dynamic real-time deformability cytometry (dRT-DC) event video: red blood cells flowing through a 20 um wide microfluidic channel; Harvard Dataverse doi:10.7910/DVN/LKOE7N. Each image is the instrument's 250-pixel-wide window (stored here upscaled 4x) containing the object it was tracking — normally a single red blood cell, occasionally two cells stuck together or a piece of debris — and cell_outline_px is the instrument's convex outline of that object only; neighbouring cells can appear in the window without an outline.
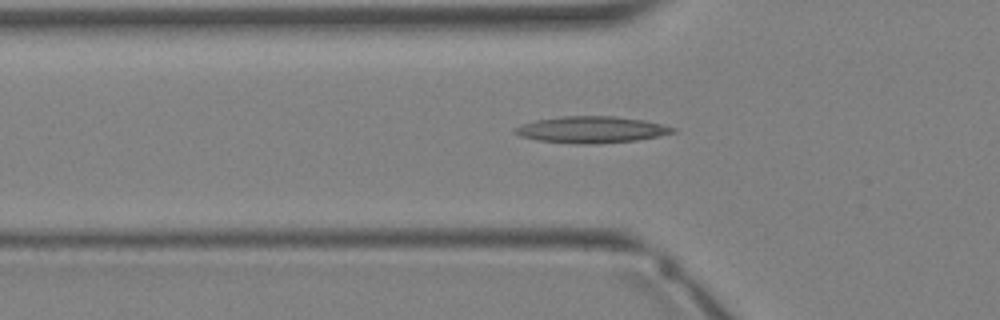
{"species": "Egyptian fruit bat (a non-hibernating species)", "species_latin": "Rousettus aegyptiacus", "temperature_condition": "warm", "stored_images_in_passage": 34, "camera_frame_rate_fps": 3000, "um_per_image_px": 0.085, "animal": {"sex": "female"}, "frame": {"image": 1, "passage_image": 12, "time_ms": 3.667, "image_size_px": [1000, 320], "cell_outline_px": [[676, 132], [660, 136], [636, 140], [600, 144], [580, 144], [536, 140], [520, 136], [512, 132], [516, 128], [524, 124], [536, 120], [560, 116], [616, 116], [644, 120], [676, 128]], "centroid_in_image_um": [50.29, 11.02], "position_along_channel_um": 75.5, "area_um2": 24.45}}
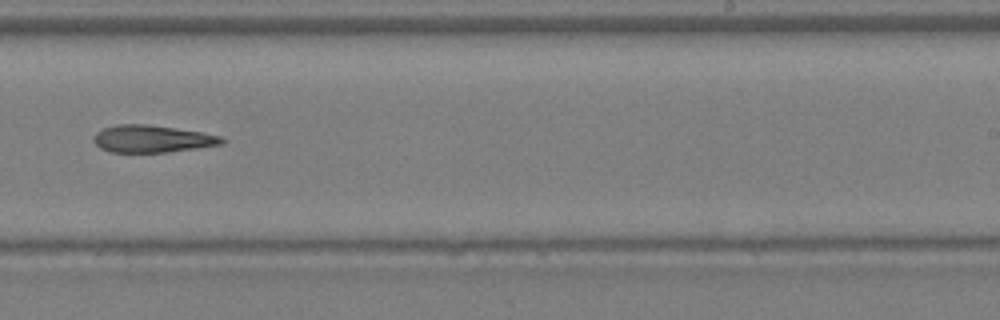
{"frame": {"image": 2, "passage_image": 22, "time_ms": 7.0, "image_size_px": [1000, 320], "cell_outline_px": [[228, 140], [224, 144], [168, 152], [108, 152], [100, 148], [96, 144], [96, 132], [104, 128], [116, 124], [148, 124], [200, 132], [220, 136]], "centroid_in_image_um": [12.97, 11.8], "position_along_channel_um": 276.0, "area_um2": 20.23}}
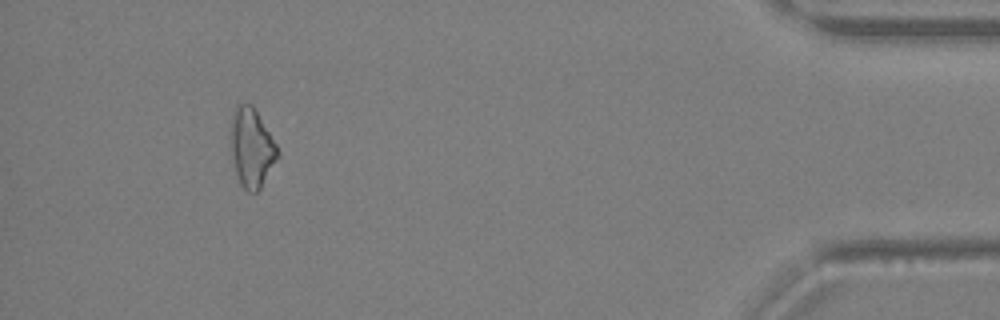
{"frame": {"image": 3, "passage_image": 32, "time_ms": 10.333, "image_size_px": [1000, 320], "cell_outline_px": [[280, 156], [260, 188], [256, 192], [248, 192], [240, 184], [236, 172], [232, 156], [232, 112], [236, 104], [252, 104], [276, 144], [280, 152]], "centroid_in_image_um": [21.41, 12.56], "position_along_channel_um": 413.8, "area_um2": 21.27}}